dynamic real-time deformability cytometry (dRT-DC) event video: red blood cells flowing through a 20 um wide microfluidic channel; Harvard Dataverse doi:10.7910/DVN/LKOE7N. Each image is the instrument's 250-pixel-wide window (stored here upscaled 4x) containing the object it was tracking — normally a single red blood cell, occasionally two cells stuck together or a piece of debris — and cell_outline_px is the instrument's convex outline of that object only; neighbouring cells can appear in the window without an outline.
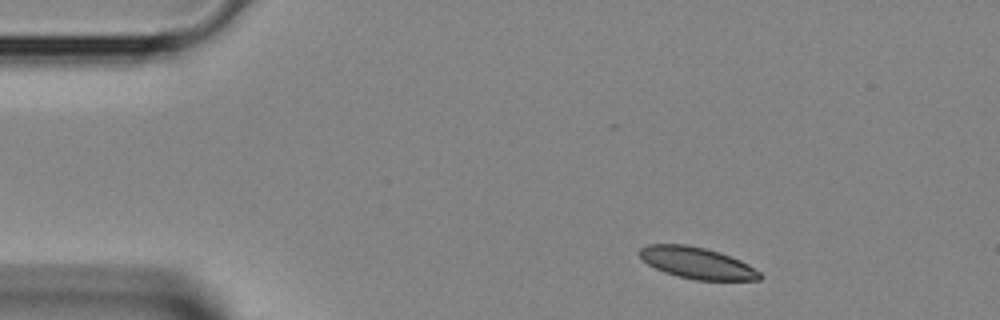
{"species": "Egyptian fruit bat (a non-hibernating species)", "species_latin": "Rousettus aegyptiacus", "temperature_condition": "room temperature", "stored_images_in_passage": 4, "camera_frame_rate_fps": 3000, "um_per_image_px": 0.085, "animal": {"sex": "female"}, "frame": {"image": 1, "passage_image": 4, "time_ms": 1.0, "image_size_px": [1000, 320], "cell_outline_px": [[764, 276], [760, 280], [696, 280], [664, 272], [648, 264], [640, 256], [640, 248], [648, 244], [688, 244], [720, 252], [740, 260], [748, 264], [760, 272]], "centroid_in_image_um": [59.28, 22.35], "position_along_channel_um": 25.7, "area_um2": 21.96}}